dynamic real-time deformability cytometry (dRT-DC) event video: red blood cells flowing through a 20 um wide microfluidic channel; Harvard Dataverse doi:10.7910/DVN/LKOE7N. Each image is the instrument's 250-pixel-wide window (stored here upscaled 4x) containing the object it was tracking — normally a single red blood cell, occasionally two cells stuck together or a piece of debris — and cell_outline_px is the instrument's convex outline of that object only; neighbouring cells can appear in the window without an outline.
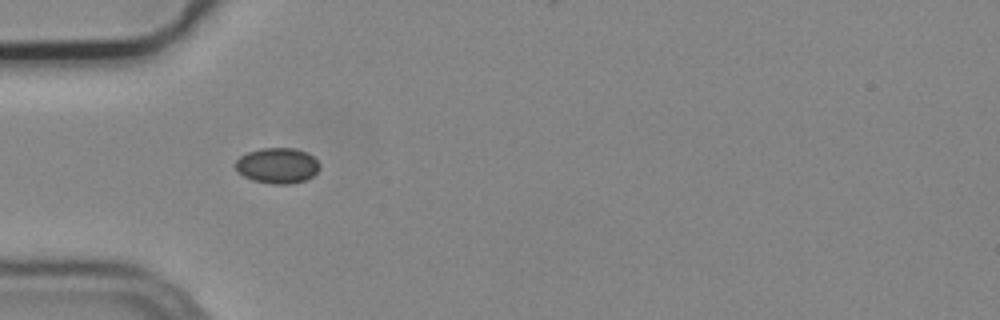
{"species": "common noctule bat (a hibernating species)", "species_latin": "Nyctalus noctula", "temperature_condition": "cold", "stored_images_in_passage": 10, "camera_frame_rate_fps": 3000, "um_per_image_px": 0.085, "animal": {"sex": "male", "body_mass_g": 19.2, "forearm_length_mm": 51.8}, "frame": {"image": 1, "passage_image": 5, "time_ms": 1.333, "image_size_px": [1000, 320], "cell_outline_px": [[320, 168], [312, 176], [304, 180], [288, 184], [272, 184], [252, 180], [244, 176], [236, 168], [236, 160], [240, 156], [248, 152], [260, 148], [292, 148], [308, 152], [320, 164]], "centroid_in_image_um": [23.59, 14.07], "position_along_channel_um": 61.4, "area_um2": 17.34}}
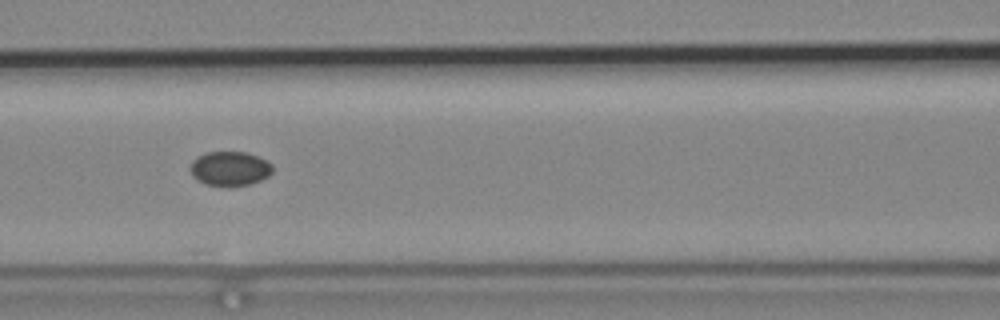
{"frame": {"image": 2, "passage_image": 7, "time_ms": 2.0, "image_size_px": [1000, 320], "cell_outline_px": [[272, 172], [268, 176], [260, 180], [248, 184], [204, 184], [192, 176], [188, 168], [192, 160], [196, 156], [208, 152], [248, 152], [272, 164]], "centroid_in_image_um": [19.49, 14.29], "position_along_channel_um": 147.1, "area_um2": 16.18}}
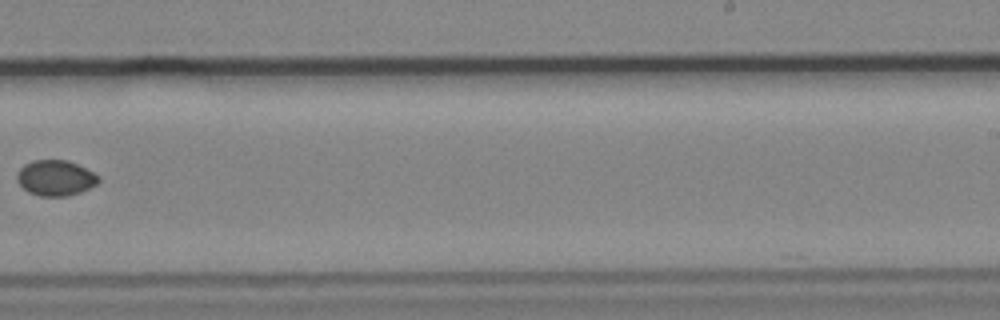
{"frame": {"image": 3, "passage_image": 10, "time_ms": 3.0, "image_size_px": [1000, 320], "cell_outline_px": [[100, 180], [96, 184], [80, 192], [68, 196], [40, 196], [28, 192], [16, 180], [16, 172], [24, 164], [32, 160], [68, 160], [100, 176]], "centroid_in_image_um": [4.69, 15.12], "position_along_channel_um": 284.3, "area_um2": 16.88}}